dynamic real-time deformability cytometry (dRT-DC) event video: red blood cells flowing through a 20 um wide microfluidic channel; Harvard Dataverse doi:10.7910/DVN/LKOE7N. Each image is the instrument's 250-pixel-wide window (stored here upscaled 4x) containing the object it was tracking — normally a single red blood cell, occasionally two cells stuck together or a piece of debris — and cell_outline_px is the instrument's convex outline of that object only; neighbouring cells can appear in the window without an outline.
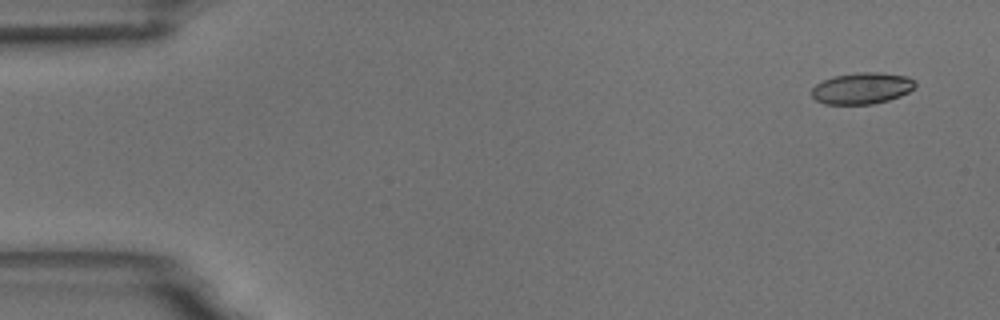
{"species": "common noctule bat (a hibernating species)", "species_latin": "Nyctalus noctula", "temperature_condition": "room temperature", "stored_images_in_passage": 4, "camera_frame_rate_fps": 3000, "um_per_image_px": 0.085, "animal": {"sex": "male", "body_mass_g": 18.8}, "frame": {"image": 1, "passage_image": 1, "time_ms": 0.0, "image_size_px": [1000, 320], "cell_outline_px": [[916, 84], [908, 92], [900, 96], [888, 100], [872, 104], [824, 104], [816, 100], [812, 96], [812, 88], [816, 84], [832, 76], [856, 72], [880, 72], [908, 76], [916, 80]], "centroid_in_image_um": [73.27, 7.49], "position_along_channel_um": 11.7, "area_um2": 19.07}}